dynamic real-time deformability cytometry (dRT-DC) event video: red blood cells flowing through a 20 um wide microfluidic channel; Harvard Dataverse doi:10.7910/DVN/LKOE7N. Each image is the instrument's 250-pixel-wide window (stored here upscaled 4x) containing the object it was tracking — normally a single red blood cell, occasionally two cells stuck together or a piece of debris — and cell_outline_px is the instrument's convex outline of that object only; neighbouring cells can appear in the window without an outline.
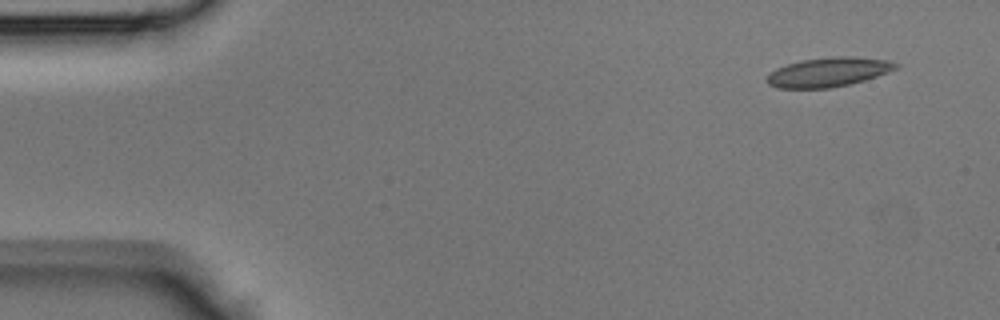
{"species": "Egyptian fruit bat (a non-hibernating species)", "species_latin": "Rousettus aegyptiacus", "temperature_condition": "room temperature", "stored_images_in_passage": 42, "camera_frame_rate_fps": 3000, "um_per_image_px": 0.085, "animal": {"sex": "male"}, "frame": {"image": 1, "passage_image": 2, "time_ms": 0.333, "image_size_px": [1000, 320], "cell_outline_px": [[900, 64], [896, 68], [888, 72], [864, 80], [832, 88], [776, 88], [768, 84], [764, 80], [776, 68], [800, 60], [832, 56], [852, 56], [888, 60]], "centroid_in_image_um": [70.4, 6.12], "position_along_channel_um": 14.6, "area_um2": 22.02}}
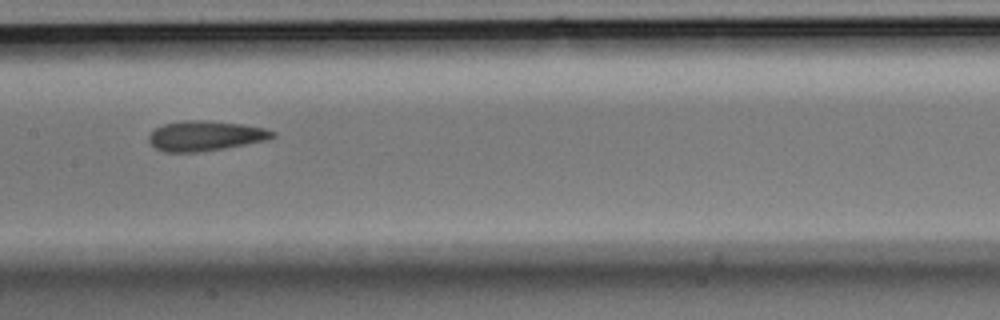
{"frame": {"image": 2, "passage_image": 20, "time_ms": 6.333, "image_size_px": [1000, 320], "cell_outline_px": [[276, 136], [268, 140], [224, 148], [196, 152], [164, 152], [156, 148], [148, 140], [148, 136], [156, 128], [164, 124], [184, 120], [196, 120], [240, 124], [264, 128], [276, 132]], "centroid_in_image_um": [17.46, 11.55], "position_along_channel_um": 189.9, "area_um2": 21.39}}
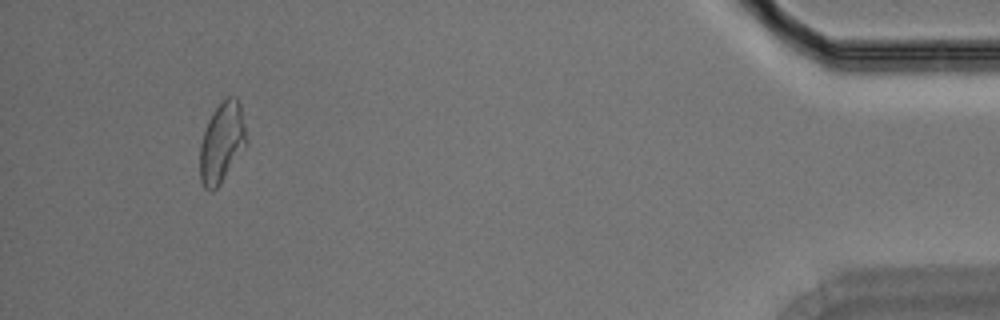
{"frame": {"image": 3, "passage_image": 39, "time_ms": 12.667, "image_size_px": [1000, 320], "cell_outline_px": [[248, 140], [244, 148], [220, 184], [212, 192], [204, 188], [200, 180], [200, 144], [208, 120], [216, 108], [228, 96], [236, 96], [240, 104]], "centroid_in_image_um": [18.86, 12.13], "position_along_channel_um": 416.3, "area_um2": 21.56}}